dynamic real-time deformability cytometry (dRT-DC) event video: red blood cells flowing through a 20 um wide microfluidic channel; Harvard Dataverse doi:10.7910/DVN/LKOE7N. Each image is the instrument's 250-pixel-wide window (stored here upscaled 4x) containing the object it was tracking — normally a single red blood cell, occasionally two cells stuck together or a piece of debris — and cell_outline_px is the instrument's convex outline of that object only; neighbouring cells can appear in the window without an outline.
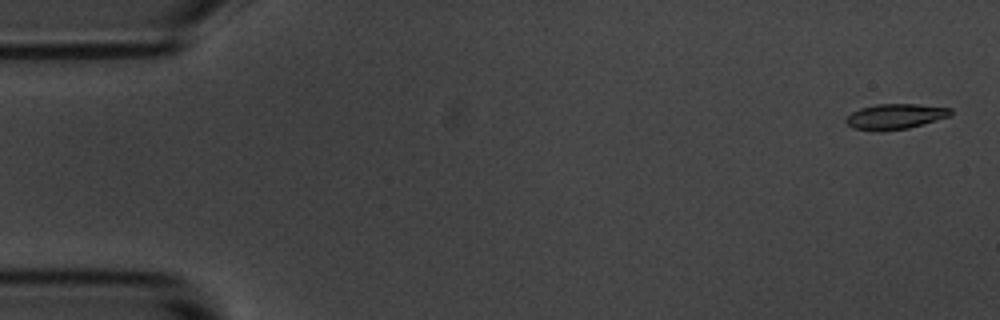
{"species": "common noctule bat (a hibernating species)", "species_latin": "Nyctalus noctula", "temperature_condition": "room temperature", "stored_images_in_passage": 4, "camera_frame_rate_fps": 3000, "um_per_image_px": 0.085, "animal": {"sex": "male", "body_mass_g": 20.1, "forearm_length_mm": 53.5}, "frame": {"image": 1, "passage_image": 1, "time_ms": 0.0, "image_size_px": [1000, 320], "cell_outline_px": [[952, 112], [948, 116], [936, 120], [908, 128], [884, 132], [872, 132], [852, 128], [844, 120], [852, 112], [860, 108], [876, 104], [916, 104], [952, 108]], "centroid_in_image_um": [76.04, 9.92], "position_along_channel_um": 9.0, "area_um2": 15.61}}